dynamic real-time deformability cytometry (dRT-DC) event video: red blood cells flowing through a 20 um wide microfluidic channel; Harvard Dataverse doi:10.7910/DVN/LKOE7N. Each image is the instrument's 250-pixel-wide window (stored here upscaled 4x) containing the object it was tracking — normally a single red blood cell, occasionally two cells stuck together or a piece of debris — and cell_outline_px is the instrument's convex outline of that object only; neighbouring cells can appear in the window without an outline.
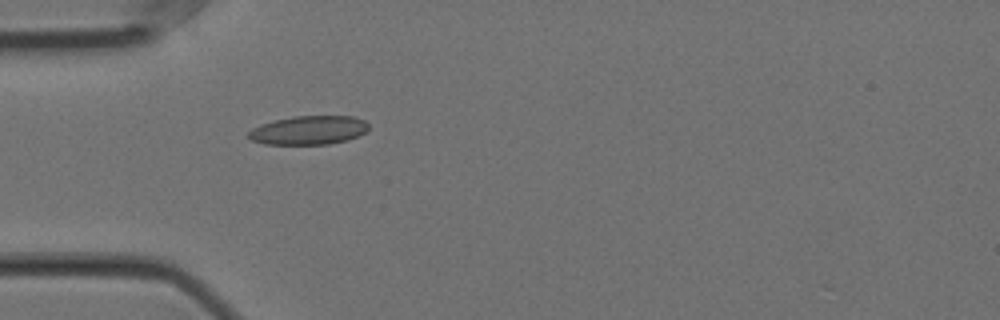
{"species": "Egyptian fruit bat (a non-hibernating species)", "species_latin": "Rousettus aegyptiacus", "temperature_condition": "cold", "stored_images_in_passage": 28, "camera_frame_rate_fps": 3000, "um_per_image_px": 0.085, "animal": {"sex": "female"}, "frame": {"image": 1, "passage_image": 1, "time_ms": 0.0, "image_size_px": [1000, 320], "cell_outline_px": [[368, 128], [360, 136], [348, 140], [328, 144], [264, 144], [252, 140], [248, 136], [248, 132], [252, 128], [260, 124], [292, 116], [356, 116], [364, 120], [368, 124]], "centroid_in_image_um": [26.26, 11.06], "position_along_channel_um": 58.7, "area_um2": 20.23}}
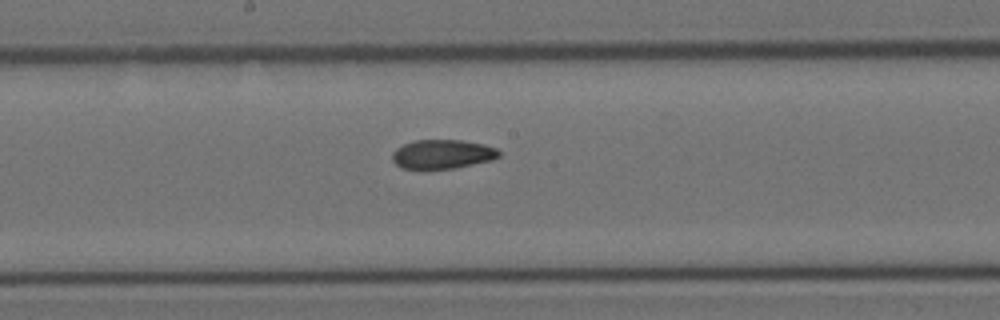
{"frame": {"image": 2, "passage_image": 14, "time_ms": 4.333, "image_size_px": [1000, 320], "cell_outline_px": [[500, 156], [492, 160], [456, 168], [424, 172], [420, 172], [400, 168], [392, 160], [392, 152], [396, 148], [404, 144], [416, 140], [460, 140], [484, 144], [496, 148], [500, 152]], "centroid_in_image_um": [37.55, 13.16], "position_along_channel_um": 210.7, "area_um2": 18.9}}
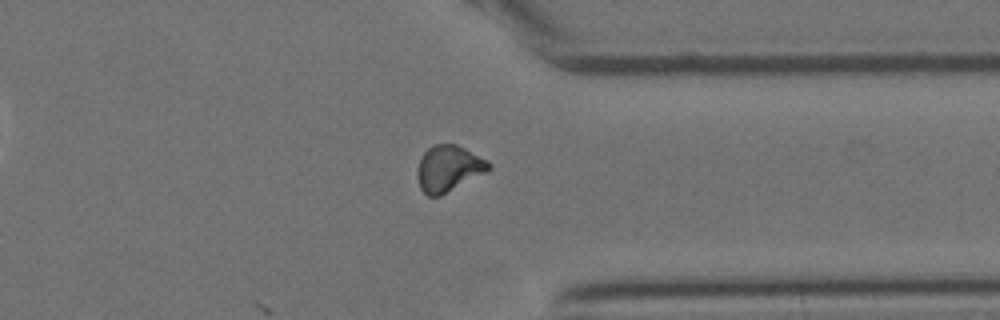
{"frame": {"image": 3, "passage_image": 28, "time_ms": 9.0, "image_size_px": [1000, 320], "cell_outline_px": [[492, 168], [488, 172], [440, 196], [428, 196], [420, 188], [416, 176], [416, 168], [424, 152], [432, 144], [456, 144], [488, 160], [492, 164]], "centroid_in_image_um": [38.14, 14.32], "position_along_channel_um": 373.3, "area_um2": 19.48}, "authors_computed_cell_mechanics": {"area_um2": 18.7561, "velocity_mm_per_s": 3.56, "shape_relaxation_time_tau1_ms": null, "shape_relaxation_time_tau2_ms": 2.3253, "deformation_change_tau1": null, "deformation_change_tau2": 0.0671}}